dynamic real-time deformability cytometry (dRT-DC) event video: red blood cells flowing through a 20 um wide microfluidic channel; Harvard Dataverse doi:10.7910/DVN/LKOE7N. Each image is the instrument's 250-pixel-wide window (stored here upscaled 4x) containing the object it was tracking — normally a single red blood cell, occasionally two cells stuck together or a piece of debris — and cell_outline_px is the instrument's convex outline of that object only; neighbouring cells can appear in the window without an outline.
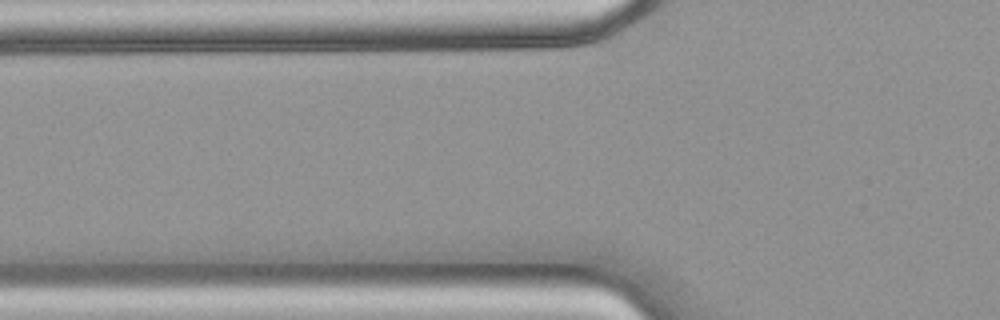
{"species": "common noctule bat (a hibernating species)", "species_latin": "Nyctalus noctula", "temperature_condition": "warm", "stored_images_in_passage": 3, "camera_frame_rate_fps": 3000, "um_per_image_px": 0.085, "animal": {"sex": "female", "body_mass_g": 18.4}, "frame": {"image": 1, "passage_image": 2, "time_ms": 0.333, "image_size_px": [1000, 320], "cell_outline_px": [[580, 268], [564, 284], [488, 288], [468, 288], [376, 284], [404, 268]], "centroid_in_image_um": [40.79, 23.57], "position_along_channel_um": 85.0, "area_um2": 24.04}}